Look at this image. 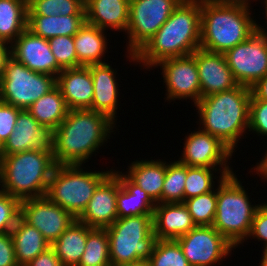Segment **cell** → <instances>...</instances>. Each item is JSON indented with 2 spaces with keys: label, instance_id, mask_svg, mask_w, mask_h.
<instances>
[{
  "label": "cell",
  "instance_id": "obj_1",
  "mask_svg": "<svg viewBox=\"0 0 267 266\" xmlns=\"http://www.w3.org/2000/svg\"><path fill=\"white\" fill-rule=\"evenodd\" d=\"M116 122L90 109H72L51 133L56 165H84L110 139ZM94 152V153H93Z\"/></svg>",
  "mask_w": 267,
  "mask_h": 266
},
{
  "label": "cell",
  "instance_id": "obj_2",
  "mask_svg": "<svg viewBox=\"0 0 267 266\" xmlns=\"http://www.w3.org/2000/svg\"><path fill=\"white\" fill-rule=\"evenodd\" d=\"M201 0H182L155 35L135 54L143 69L164 59L191 55L200 48Z\"/></svg>",
  "mask_w": 267,
  "mask_h": 266
},
{
  "label": "cell",
  "instance_id": "obj_3",
  "mask_svg": "<svg viewBox=\"0 0 267 266\" xmlns=\"http://www.w3.org/2000/svg\"><path fill=\"white\" fill-rule=\"evenodd\" d=\"M250 99L251 89L243 85L201 98L194 105L202 126L198 128L235 152L243 133L248 134Z\"/></svg>",
  "mask_w": 267,
  "mask_h": 266
},
{
  "label": "cell",
  "instance_id": "obj_4",
  "mask_svg": "<svg viewBox=\"0 0 267 266\" xmlns=\"http://www.w3.org/2000/svg\"><path fill=\"white\" fill-rule=\"evenodd\" d=\"M55 166L51 146L3 156L0 190L21 201L45 196Z\"/></svg>",
  "mask_w": 267,
  "mask_h": 266
},
{
  "label": "cell",
  "instance_id": "obj_5",
  "mask_svg": "<svg viewBox=\"0 0 267 266\" xmlns=\"http://www.w3.org/2000/svg\"><path fill=\"white\" fill-rule=\"evenodd\" d=\"M249 10L240 5L201 0L200 48L225 53L247 40L256 31V20Z\"/></svg>",
  "mask_w": 267,
  "mask_h": 266
},
{
  "label": "cell",
  "instance_id": "obj_6",
  "mask_svg": "<svg viewBox=\"0 0 267 266\" xmlns=\"http://www.w3.org/2000/svg\"><path fill=\"white\" fill-rule=\"evenodd\" d=\"M217 181V208L212 226L238 247L249 240L253 217L261 203H250V197L235 173Z\"/></svg>",
  "mask_w": 267,
  "mask_h": 266
},
{
  "label": "cell",
  "instance_id": "obj_7",
  "mask_svg": "<svg viewBox=\"0 0 267 266\" xmlns=\"http://www.w3.org/2000/svg\"><path fill=\"white\" fill-rule=\"evenodd\" d=\"M105 229L109 237L111 266L148 260L153 253L157 241L153 215L118 218Z\"/></svg>",
  "mask_w": 267,
  "mask_h": 266
},
{
  "label": "cell",
  "instance_id": "obj_8",
  "mask_svg": "<svg viewBox=\"0 0 267 266\" xmlns=\"http://www.w3.org/2000/svg\"><path fill=\"white\" fill-rule=\"evenodd\" d=\"M84 171L82 165H56L46 196L76 219L83 213L98 185L112 172Z\"/></svg>",
  "mask_w": 267,
  "mask_h": 266
},
{
  "label": "cell",
  "instance_id": "obj_9",
  "mask_svg": "<svg viewBox=\"0 0 267 266\" xmlns=\"http://www.w3.org/2000/svg\"><path fill=\"white\" fill-rule=\"evenodd\" d=\"M55 86V76L34 72L11 56L0 78V100L27 110Z\"/></svg>",
  "mask_w": 267,
  "mask_h": 266
},
{
  "label": "cell",
  "instance_id": "obj_10",
  "mask_svg": "<svg viewBox=\"0 0 267 266\" xmlns=\"http://www.w3.org/2000/svg\"><path fill=\"white\" fill-rule=\"evenodd\" d=\"M182 0H130L127 55L135 63V54L168 20Z\"/></svg>",
  "mask_w": 267,
  "mask_h": 266
},
{
  "label": "cell",
  "instance_id": "obj_11",
  "mask_svg": "<svg viewBox=\"0 0 267 266\" xmlns=\"http://www.w3.org/2000/svg\"><path fill=\"white\" fill-rule=\"evenodd\" d=\"M224 56L237 83L251 88L267 74V37L255 31Z\"/></svg>",
  "mask_w": 267,
  "mask_h": 266
},
{
  "label": "cell",
  "instance_id": "obj_12",
  "mask_svg": "<svg viewBox=\"0 0 267 266\" xmlns=\"http://www.w3.org/2000/svg\"><path fill=\"white\" fill-rule=\"evenodd\" d=\"M185 139L182 156L178 159L180 163L190 167L218 169L225 177L234 173L228 161L234 153L219 138L198 129L186 135Z\"/></svg>",
  "mask_w": 267,
  "mask_h": 266
},
{
  "label": "cell",
  "instance_id": "obj_13",
  "mask_svg": "<svg viewBox=\"0 0 267 266\" xmlns=\"http://www.w3.org/2000/svg\"><path fill=\"white\" fill-rule=\"evenodd\" d=\"M191 266H214L236 249L213 226H196L175 239Z\"/></svg>",
  "mask_w": 267,
  "mask_h": 266
},
{
  "label": "cell",
  "instance_id": "obj_14",
  "mask_svg": "<svg viewBox=\"0 0 267 266\" xmlns=\"http://www.w3.org/2000/svg\"><path fill=\"white\" fill-rule=\"evenodd\" d=\"M20 217L35 227L50 245L76 220L46 195L22 200Z\"/></svg>",
  "mask_w": 267,
  "mask_h": 266
},
{
  "label": "cell",
  "instance_id": "obj_15",
  "mask_svg": "<svg viewBox=\"0 0 267 266\" xmlns=\"http://www.w3.org/2000/svg\"><path fill=\"white\" fill-rule=\"evenodd\" d=\"M162 70L166 88V100L191 99L195 105L201 99L198 68L195 57L191 54L184 57L168 58L157 63L155 67Z\"/></svg>",
  "mask_w": 267,
  "mask_h": 266
},
{
  "label": "cell",
  "instance_id": "obj_16",
  "mask_svg": "<svg viewBox=\"0 0 267 266\" xmlns=\"http://www.w3.org/2000/svg\"><path fill=\"white\" fill-rule=\"evenodd\" d=\"M11 56L34 72L57 77L63 70L52 54L48 39L27 28L11 44Z\"/></svg>",
  "mask_w": 267,
  "mask_h": 266
},
{
  "label": "cell",
  "instance_id": "obj_17",
  "mask_svg": "<svg viewBox=\"0 0 267 266\" xmlns=\"http://www.w3.org/2000/svg\"><path fill=\"white\" fill-rule=\"evenodd\" d=\"M192 55L198 68L201 98L239 85L228 67L224 53H213L199 48Z\"/></svg>",
  "mask_w": 267,
  "mask_h": 266
},
{
  "label": "cell",
  "instance_id": "obj_18",
  "mask_svg": "<svg viewBox=\"0 0 267 266\" xmlns=\"http://www.w3.org/2000/svg\"><path fill=\"white\" fill-rule=\"evenodd\" d=\"M118 176L112 171L96 188L78 221L92 228H106L118 219Z\"/></svg>",
  "mask_w": 267,
  "mask_h": 266
},
{
  "label": "cell",
  "instance_id": "obj_19",
  "mask_svg": "<svg viewBox=\"0 0 267 266\" xmlns=\"http://www.w3.org/2000/svg\"><path fill=\"white\" fill-rule=\"evenodd\" d=\"M51 146V132L41 125L28 110H21L14 131L1 147V156Z\"/></svg>",
  "mask_w": 267,
  "mask_h": 266
},
{
  "label": "cell",
  "instance_id": "obj_20",
  "mask_svg": "<svg viewBox=\"0 0 267 266\" xmlns=\"http://www.w3.org/2000/svg\"><path fill=\"white\" fill-rule=\"evenodd\" d=\"M93 82V100L90 110L100 112L109 116L113 121H117L119 84L117 81L116 69L110 63L96 64L88 66ZM116 118V119H115Z\"/></svg>",
  "mask_w": 267,
  "mask_h": 266
},
{
  "label": "cell",
  "instance_id": "obj_21",
  "mask_svg": "<svg viewBox=\"0 0 267 266\" xmlns=\"http://www.w3.org/2000/svg\"><path fill=\"white\" fill-rule=\"evenodd\" d=\"M69 110L89 109L93 100V82L88 66L63 69L56 77Z\"/></svg>",
  "mask_w": 267,
  "mask_h": 266
},
{
  "label": "cell",
  "instance_id": "obj_22",
  "mask_svg": "<svg viewBox=\"0 0 267 266\" xmlns=\"http://www.w3.org/2000/svg\"><path fill=\"white\" fill-rule=\"evenodd\" d=\"M196 227L184 203H157L153 211V232L157 239L175 240Z\"/></svg>",
  "mask_w": 267,
  "mask_h": 266
},
{
  "label": "cell",
  "instance_id": "obj_23",
  "mask_svg": "<svg viewBox=\"0 0 267 266\" xmlns=\"http://www.w3.org/2000/svg\"><path fill=\"white\" fill-rule=\"evenodd\" d=\"M130 0H84L86 23L100 29L126 32Z\"/></svg>",
  "mask_w": 267,
  "mask_h": 266
},
{
  "label": "cell",
  "instance_id": "obj_24",
  "mask_svg": "<svg viewBox=\"0 0 267 266\" xmlns=\"http://www.w3.org/2000/svg\"><path fill=\"white\" fill-rule=\"evenodd\" d=\"M113 172L118 176L117 213L118 218L153 215L156 203L126 173Z\"/></svg>",
  "mask_w": 267,
  "mask_h": 266
},
{
  "label": "cell",
  "instance_id": "obj_25",
  "mask_svg": "<svg viewBox=\"0 0 267 266\" xmlns=\"http://www.w3.org/2000/svg\"><path fill=\"white\" fill-rule=\"evenodd\" d=\"M106 30L84 23L73 36L78 62L81 66L107 63L102 60L108 51Z\"/></svg>",
  "mask_w": 267,
  "mask_h": 266
},
{
  "label": "cell",
  "instance_id": "obj_26",
  "mask_svg": "<svg viewBox=\"0 0 267 266\" xmlns=\"http://www.w3.org/2000/svg\"><path fill=\"white\" fill-rule=\"evenodd\" d=\"M126 175L157 204L161 203V193L166 174L165 160H137L128 166Z\"/></svg>",
  "mask_w": 267,
  "mask_h": 266
},
{
  "label": "cell",
  "instance_id": "obj_27",
  "mask_svg": "<svg viewBox=\"0 0 267 266\" xmlns=\"http://www.w3.org/2000/svg\"><path fill=\"white\" fill-rule=\"evenodd\" d=\"M10 233L18 266H26L51 246L35 227L30 226L21 217Z\"/></svg>",
  "mask_w": 267,
  "mask_h": 266
},
{
  "label": "cell",
  "instance_id": "obj_28",
  "mask_svg": "<svg viewBox=\"0 0 267 266\" xmlns=\"http://www.w3.org/2000/svg\"><path fill=\"white\" fill-rule=\"evenodd\" d=\"M85 22V15H27V29L44 39L74 36Z\"/></svg>",
  "mask_w": 267,
  "mask_h": 266
},
{
  "label": "cell",
  "instance_id": "obj_29",
  "mask_svg": "<svg viewBox=\"0 0 267 266\" xmlns=\"http://www.w3.org/2000/svg\"><path fill=\"white\" fill-rule=\"evenodd\" d=\"M88 226L77 219L51 244L63 266H77L86 246Z\"/></svg>",
  "mask_w": 267,
  "mask_h": 266
},
{
  "label": "cell",
  "instance_id": "obj_30",
  "mask_svg": "<svg viewBox=\"0 0 267 266\" xmlns=\"http://www.w3.org/2000/svg\"><path fill=\"white\" fill-rule=\"evenodd\" d=\"M27 110L51 133L66 118L69 111L64 97L57 86L40 97Z\"/></svg>",
  "mask_w": 267,
  "mask_h": 266
},
{
  "label": "cell",
  "instance_id": "obj_31",
  "mask_svg": "<svg viewBox=\"0 0 267 266\" xmlns=\"http://www.w3.org/2000/svg\"><path fill=\"white\" fill-rule=\"evenodd\" d=\"M27 28V2L0 0V42L12 44Z\"/></svg>",
  "mask_w": 267,
  "mask_h": 266
},
{
  "label": "cell",
  "instance_id": "obj_32",
  "mask_svg": "<svg viewBox=\"0 0 267 266\" xmlns=\"http://www.w3.org/2000/svg\"><path fill=\"white\" fill-rule=\"evenodd\" d=\"M77 266H111L109 237L105 228L88 226L85 250Z\"/></svg>",
  "mask_w": 267,
  "mask_h": 266
},
{
  "label": "cell",
  "instance_id": "obj_33",
  "mask_svg": "<svg viewBox=\"0 0 267 266\" xmlns=\"http://www.w3.org/2000/svg\"><path fill=\"white\" fill-rule=\"evenodd\" d=\"M186 165L178 160L166 162V174L161 193V203H183Z\"/></svg>",
  "mask_w": 267,
  "mask_h": 266
},
{
  "label": "cell",
  "instance_id": "obj_34",
  "mask_svg": "<svg viewBox=\"0 0 267 266\" xmlns=\"http://www.w3.org/2000/svg\"><path fill=\"white\" fill-rule=\"evenodd\" d=\"M27 15H85L84 0H30Z\"/></svg>",
  "mask_w": 267,
  "mask_h": 266
},
{
  "label": "cell",
  "instance_id": "obj_35",
  "mask_svg": "<svg viewBox=\"0 0 267 266\" xmlns=\"http://www.w3.org/2000/svg\"><path fill=\"white\" fill-rule=\"evenodd\" d=\"M218 169L206 167H190L186 165V180L184 187V200L201 194L211 192L215 189L214 179H223L225 176H214ZM215 172V174H213ZM216 177V178H215Z\"/></svg>",
  "mask_w": 267,
  "mask_h": 266
},
{
  "label": "cell",
  "instance_id": "obj_36",
  "mask_svg": "<svg viewBox=\"0 0 267 266\" xmlns=\"http://www.w3.org/2000/svg\"><path fill=\"white\" fill-rule=\"evenodd\" d=\"M184 205L196 226H212L217 208V188L211 192L184 200Z\"/></svg>",
  "mask_w": 267,
  "mask_h": 266
},
{
  "label": "cell",
  "instance_id": "obj_37",
  "mask_svg": "<svg viewBox=\"0 0 267 266\" xmlns=\"http://www.w3.org/2000/svg\"><path fill=\"white\" fill-rule=\"evenodd\" d=\"M150 266H191L176 240L157 239L148 259Z\"/></svg>",
  "mask_w": 267,
  "mask_h": 266
},
{
  "label": "cell",
  "instance_id": "obj_38",
  "mask_svg": "<svg viewBox=\"0 0 267 266\" xmlns=\"http://www.w3.org/2000/svg\"><path fill=\"white\" fill-rule=\"evenodd\" d=\"M52 54L62 69L80 67L73 36H56L48 39Z\"/></svg>",
  "mask_w": 267,
  "mask_h": 266
},
{
  "label": "cell",
  "instance_id": "obj_39",
  "mask_svg": "<svg viewBox=\"0 0 267 266\" xmlns=\"http://www.w3.org/2000/svg\"><path fill=\"white\" fill-rule=\"evenodd\" d=\"M21 215V200L0 190V233L10 232Z\"/></svg>",
  "mask_w": 267,
  "mask_h": 266
},
{
  "label": "cell",
  "instance_id": "obj_40",
  "mask_svg": "<svg viewBox=\"0 0 267 266\" xmlns=\"http://www.w3.org/2000/svg\"><path fill=\"white\" fill-rule=\"evenodd\" d=\"M257 136L267 137V101L255 98L251 94L249 105V129Z\"/></svg>",
  "mask_w": 267,
  "mask_h": 266
},
{
  "label": "cell",
  "instance_id": "obj_41",
  "mask_svg": "<svg viewBox=\"0 0 267 266\" xmlns=\"http://www.w3.org/2000/svg\"><path fill=\"white\" fill-rule=\"evenodd\" d=\"M21 109L0 100V146L8 140L14 131L15 123Z\"/></svg>",
  "mask_w": 267,
  "mask_h": 266
},
{
  "label": "cell",
  "instance_id": "obj_42",
  "mask_svg": "<svg viewBox=\"0 0 267 266\" xmlns=\"http://www.w3.org/2000/svg\"><path fill=\"white\" fill-rule=\"evenodd\" d=\"M257 238L258 241H264L263 247H267V203L261 204L253 217L251 230L248 238Z\"/></svg>",
  "mask_w": 267,
  "mask_h": 266
},
{
  "label": "cell",
  "instance_id": "obj_43",
  "mask_svg": "<svg viewBox=\"0 0 267 266\" xmlns=\"http://www.w3.org/2000/svg\"><path fill=\"white\" fill-rule=\"evenodd\" d=\"M0 266H18L10 232L0 233Z\"/></svg>",
  "mask_w": 267,
  "mask_h": 266
},
{
  "label": "cell",
  "instance_id": "obj_44",
  "mask_svg": "<svg viewBox=\"0 0 267 266\" xmlns=\"http://www.w3.org/2000/svg\"><path fill=\"white\" fill-rule=\"evenodd\" d=\"M26 266H63L59 258L50 247L46 251L39 254L34 260Z\"/></svg>",
  "mask_w": 267,
  "mask_h": 266
},
{
  "label": "cell",
  "instance_id": "obj_45",
  "mask_svg": "<svg viewBox=\"0 0 267 266\" xmlns=\"http://www.w3.org/2000/svg\"><path fill=\"white\" fill-rule=\"evenodd\" d=\"M250 89L251 94L255 98L267 101V74L257 81Z\"/></svg>",
  "mask_w": 267,
  "mask_h": 266
},
{
  "label": "cell",
  "instance_id": "obj_46",
  "mask_svg": "<svg viewBox=\"0 0 267 266\" xmlns=\"http://www.w3.org/2000/svg\"><path fill=\"white\" fill-rule=\"evenodd\" d=\"M11 57V45L0 42V78L3 76L5 65Z\"/></svg>",
  "mask_w": 267,
  "mask_h": 266
},
{
  "label": "cell",
  "instance_id": "obj_47",
  "mask_svg": "<svg viewBox=\"0 0 267 266\" xmlns=\"http://www.w3.org/2000/svg\"><path fill=\"white\" fill-rule=\"evenodd\" d=\"M265 151V155L261 158V161L257 162L255 167L251 168L256 174H267V150Z\"/></svg>",
  "mask_w": 267,
  "mask_h": 266
},
{
  "label": "cell",
  "instance_id": "obj_48",
  "mask_svg": "<svg viewBox=\"0 0 267 266\" xmlns=\"http://www.w3.org/2000/svg\"><path fill=\"white\" fill-rule=\"evenodd\" d=\"M215 1L223 3V4L240 5V6H244V7H248V8H250V5H251L250 0H215ZM253 1H255V0H253Z\"/></svg>",
  "mask_w": 267,
  "mask_h": 266
},
{
  "label": "cell",
  "instance_id": "obj_49",
  "mask_svg": "<svg viewBox=\"0 0 267 266\" xmlns=\"http://www.w3.org/2000/svg\"><path fill=\"white\" fill-rule=\"evenodd\" d=\"M262 3L265 4V6H263V7H265V12L264 13L266 15L265 18L267 20V0H264V2H262ZM266 23H267V21H266ZM255 25H256V32H258L261 35H264V36L267 37V30L263 26H261L260 24H258L257 22H255Z\"/></svg>",
  "mask_w": 267,
  "mask_h": 266
},
{
  "label": "cell",
  "instance_id": "obj_50",
  "mask_svg": "<svg viewBox=\"0 0 267 266\" xmlns=\"http://www.w3.org/2000/svg\"><path fill=\"white\" fill-rule=\"evenodd\" d=\"M262 253V259L260 260L259 266H267V247L263 248Z\"/></svg>",
  "mask_w": 267,
  "mask_h": 266
},
{
  "label": "cell",
  "instance_id": "obj_51",
  "mask_svg": "<svg viewBox=\"0 0 267 266\" xmlns=\"http://www.w3.org/2000/svg\"><path fill=\"white\" fill-rule=\"evenodd\" d=\"M123 266H150V263L148 262V260H141L132 264H127V265H123Z\"/></svg>",
  "mask_w": 267,
  "mask_h": 266
},
{
  "label": "cell",
  "instance_id": "obj_52",
  "mask_svg": "<svg viewBox=\"0 0 267 266\" xmlns=\"http://www.w3.org/2000/svg\"><path fill=\"white\" fill-rule=\"evenodd\" d=\"M262 179L267 180V174H258Z\"/></svg>",
  "mask_w": 267,
  "mask_h": 266
},
{
  "label": "cell",
  "instance_id": "obj_53",
  "mask_svg": "<svg viewBox=\"0 0 267 266\" xmlns=\"http://www.w3.org/2000/svg\"><path fill=\"white\" fill-rule=\"evenodd\" d=\"M1 158H2V156H1V146H0V162H1Z\"/></svg>",
  "mask_w": 267,
  "mask_h": 266
}]
</instances>
